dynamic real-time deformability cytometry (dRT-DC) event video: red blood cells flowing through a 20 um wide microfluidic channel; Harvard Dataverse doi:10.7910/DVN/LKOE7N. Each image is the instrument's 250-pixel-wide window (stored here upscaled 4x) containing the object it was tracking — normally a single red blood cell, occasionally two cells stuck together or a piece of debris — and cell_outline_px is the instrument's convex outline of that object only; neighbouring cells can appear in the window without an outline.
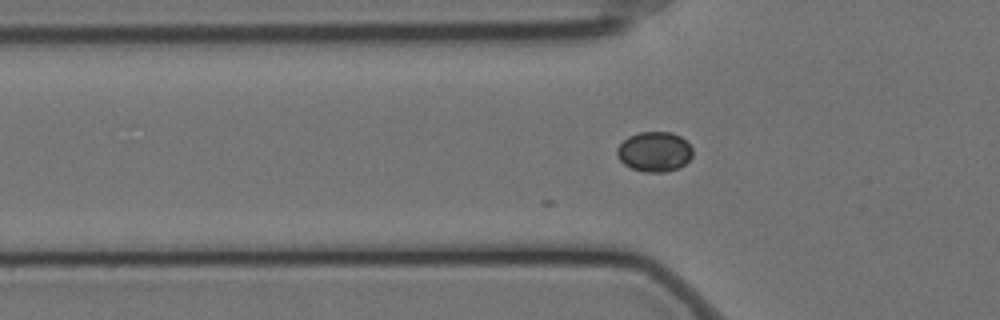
{"species": "Egyptian fruit bat (a non-hibernating species)", "species_latin": "Rousettus aegyptiacus", "temperature_condition": "cold", "stored_images_in_passage": 15, "camera_frame_rate_fps": 3000, "um_per_image_px": 0.085, "animal": {"sex": "female"}, "frame": {"image": 1, "passage_image": 2, "time_ms": 0.333, "image_size_px": [1000, 320], "cell_outline_px": [[692, 156], [684, 164], [676, 168], [664, 172], [644, 172], [632, 168], [624, 164], [616, 156], [616, 148], [628, 136], [636, 132], [672, 132], [680, 136], [692, 148]], "centroid_in_image_um": [55.59, 12.88], "position_along_channel_um": 70.2, "area_um2": 17.57}}
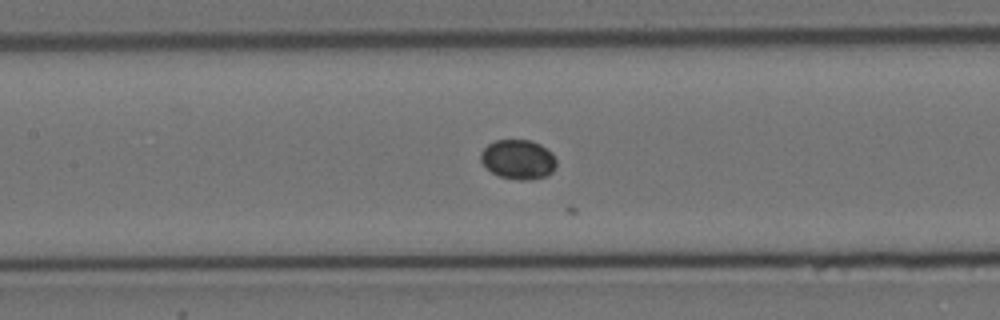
{"frame": {"image": 2, "passage_image": 10, "time_ms": 3.0, "image_size_px": [1000, 320], "cell_outline_px": [[556, 168], [548, 176], [532, 180], [520, 180], [500, 176], [492, 172], [480, 160], [480, 152], [488, 144], [496, 140], [532, 140], [540, 144], [552, 152], [556, 160]], "centroid_in_image_um": [44.08, 13.55], "position_along_channel_um": 163.3, "area_um2": 17.57}}
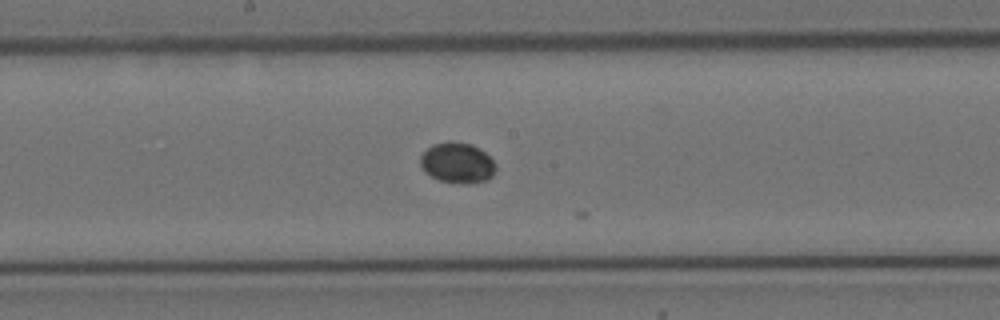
{"frame": {"image": 3, "passage_image": 14, "time_ms": 4.333, "image_size_px": [1000, 320], "cell_outline_px": [[496, 168], [492, 176], [484, 180], [464, 184], [440, 180], [424, 172], [420, 164], [420, 156], [432, 144], [472, 144], [484, 152], [496, 164]], "centroid_in_image_um": [38.87, 13.88], "position_along_channel_um": 209.3, "area_um2": 17.17}}